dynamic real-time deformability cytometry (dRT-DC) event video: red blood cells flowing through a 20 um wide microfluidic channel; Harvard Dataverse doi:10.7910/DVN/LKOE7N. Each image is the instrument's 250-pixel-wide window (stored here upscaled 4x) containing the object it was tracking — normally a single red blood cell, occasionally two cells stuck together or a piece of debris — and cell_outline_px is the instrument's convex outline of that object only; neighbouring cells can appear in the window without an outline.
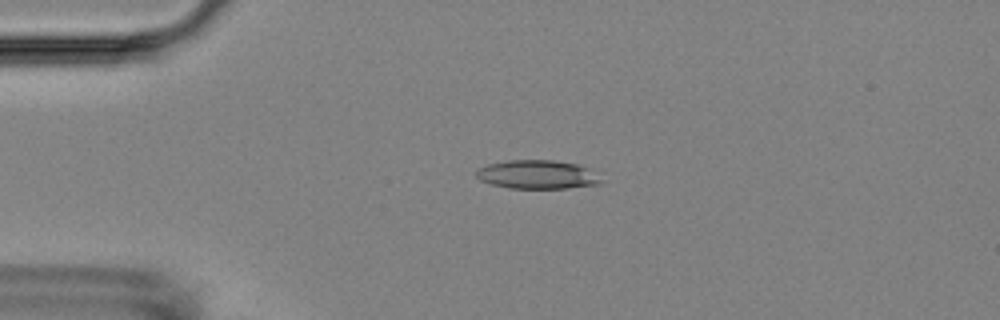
{"species": "Egyptian fruit bat (a non-hibernating species)", "species_latin": "Rousettus aegyptiacus", "temperature_condition": "room temperature", "stored_images_in_passage": 3, "camera_frame_rate_fps": 3000, "um_per_image_px": 0.085, "animal": {"sex": "female"}, "frame": {"image": 1, "passage_image": 1, "time_ms": 0.0, "image_size_px": [1000, 320], "cell_outline_px": [[604, 180], [600, 184], [568, 188], [508, 188], [492, 184], [480, 180], [476, 176], [476, 172], [480, 168], [488, 164], [508, 160], [552, 160], [576, 164], [588, 168]], "centroid_in_image_um": [45.69, 14.84], "position_along_channel_um": 39.3, "area_um2": 20.81}}